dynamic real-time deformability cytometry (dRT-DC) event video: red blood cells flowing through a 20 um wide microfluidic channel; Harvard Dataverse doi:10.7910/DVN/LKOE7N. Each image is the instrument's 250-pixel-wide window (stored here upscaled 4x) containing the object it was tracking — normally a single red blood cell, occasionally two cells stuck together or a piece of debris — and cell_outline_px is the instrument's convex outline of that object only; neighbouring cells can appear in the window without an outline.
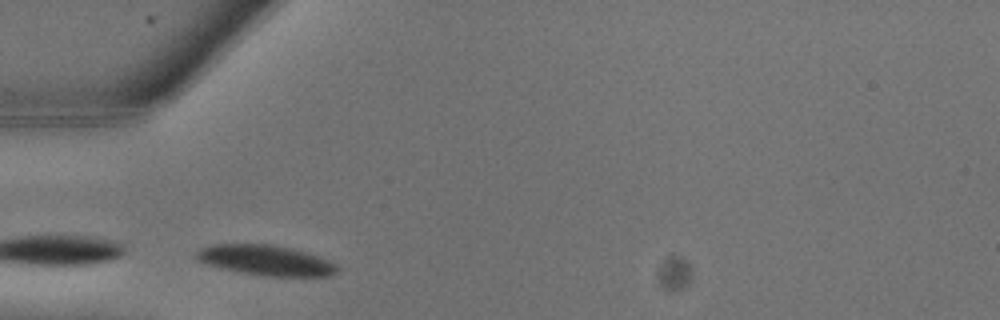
{"species": "common noctule bat (a hibernating species)", "species_latin": "Nyctalus noctula", "temperature_condition": "warm", "stored_images_in_passage": 5, "camera_frame_rate_fps": 3000, "um_per_image_px": 0.085, "animal": {"sex": "male", "body_mass_g": 13.3}, "frame": {"image": 1, "passage_image": 2, "time_ms": 0.333, "image_size_px": [1000, 320], "cell_outline_px": [[340, 268], [336, 272], [328, 276], [268, 276], [244, 272], [204, 264], [196, 260], [196, 252], [200, 248], [208, 244], [276, 244], [292, 248], [328, 260]], "centroid_in_image_um": [22.55, 22.1], "position_along_channel_um": 62.5, "area_um2": 24.68}}